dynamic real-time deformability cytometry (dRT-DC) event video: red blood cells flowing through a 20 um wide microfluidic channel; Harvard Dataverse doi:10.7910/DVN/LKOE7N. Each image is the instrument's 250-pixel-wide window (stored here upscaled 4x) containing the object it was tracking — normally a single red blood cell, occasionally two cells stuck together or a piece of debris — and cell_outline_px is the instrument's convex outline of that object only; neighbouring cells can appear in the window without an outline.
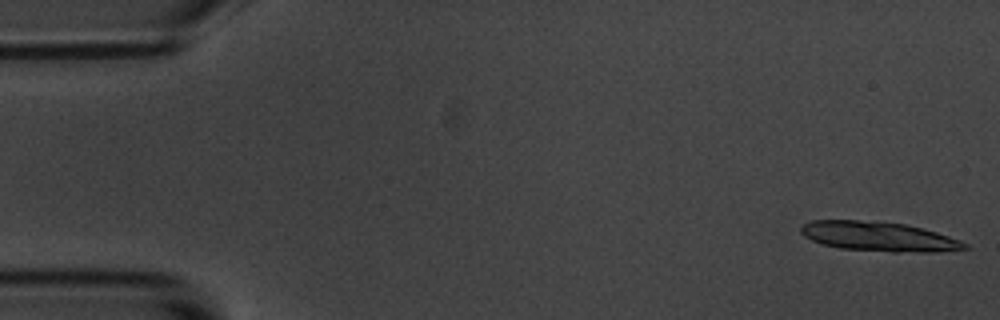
{"species": "common noctule bat (a hibernating species)", "species_latin": "Nyctalus noctula", "temperature_condition": "room temperature", "stored_images_in_passage": 4, "camera_frame_rate_fps": 3000, "um_per_image_px": 0.085, "animal": {"sex": "male", "body_mass_g": 20.1, "forearm_length_mm": 53.5}, "frame": {"image": 1, "passage_image": 1, "time_ms": 0.0, "image_size_px": [1000, 320], "cell_outline_px": [[968, 248], [940, 252], [892, 252], [840, 248], [824, 244], [812, 240], [804, 236], [800, 232], [800, 228], [804, 224], [812, 220], [856, 220], [904, 224], [936, 232], [960, 240], [968, 244]], "centroid_in_image_um": [74.7, 20.11], "position_along_channel_um": 10.3, "area_um2": 27.92}}